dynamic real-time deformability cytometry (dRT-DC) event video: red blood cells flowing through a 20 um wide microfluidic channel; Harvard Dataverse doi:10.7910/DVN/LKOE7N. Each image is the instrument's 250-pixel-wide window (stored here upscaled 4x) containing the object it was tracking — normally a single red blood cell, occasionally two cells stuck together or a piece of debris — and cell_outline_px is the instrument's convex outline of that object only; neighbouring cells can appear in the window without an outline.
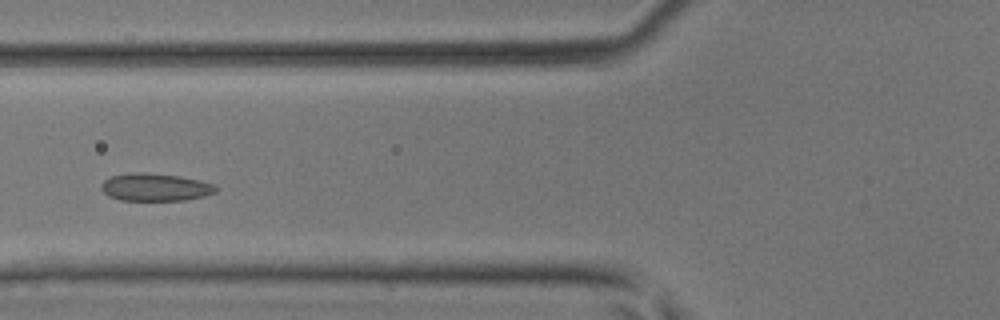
{"species": "common noctule bat (a hibernating species)", "species_latin": "Nyctalus noctula", "temperature_condition": "room temperature", "stored_images_in_passage": 35, "camera_frame_rate_fps": 3000, "um_per_image_px": 0.085, "animal": {"sex": "male", "body_mass_g": 17.9, "forearm_length_mm": 54.2}, "frame": {"image": 1, "passage_image": 7, "time_ms": 2.0, "image_size_px": [1000, 320], "cell_outline_px": [[216, 192], [204, 196], [184, 200], [120, 200], [108, 196], [100, 188], [100, 184], [104, 180], [112, 176], [132, 172], [144, 172], [180, 176], [216, 184]], "centroid_in_image_um": [13.18, 15.91], "position_along_channel_um": 112.6, "area_um2": 18.5}}
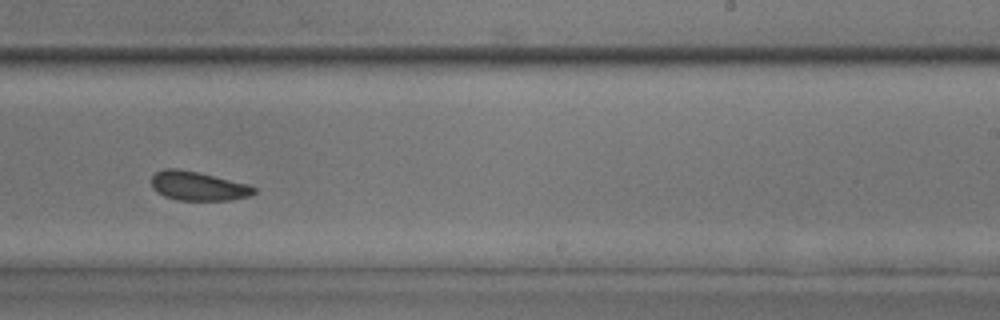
{"frame": {"image": 2, "passage_image": 18, "time_ms": 5.667, "image_size_px": [1000, 320], "cell_outline_px": [[256, 192], [248, 196], [232, 200], [180, 200], [164, 196], [156, 192], [152, 188], [152, 176], [156, 172], [164, 168], [176, 168], [196, 172], [248, 184], [256, 188]], "centroid_in_image_um": [16.81, 15.82], "position_along_channel_um": 272.2, "area_um2": 17.22}}
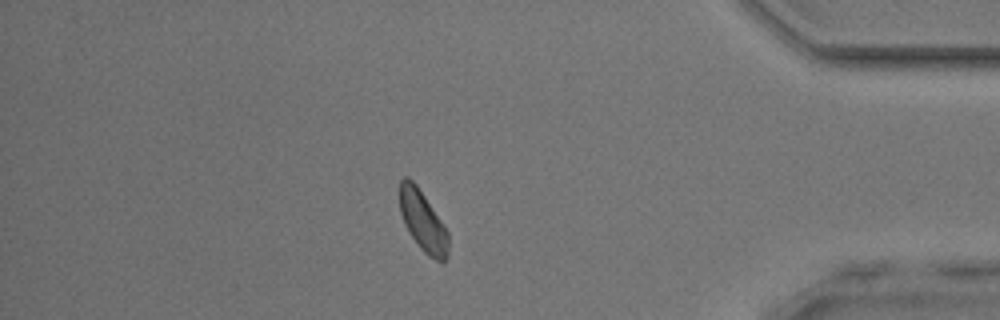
{"frame": {"image": 3, "passage_image": 29, "time_ms": 9.333, "image_size_px": [1000, 320], "cell_outline_px": [[448, 256], [444, 264], [428, 256], [420, 248], [408, 232], [404, 224], [400, 212], [400, 180], [404, 176], [408, 176], [416, 184], [448, 232]], "centroid_in_image_um": [35.93, 18.83], "position_along_channel_um": 399.3, "area_um2": 17.11}}